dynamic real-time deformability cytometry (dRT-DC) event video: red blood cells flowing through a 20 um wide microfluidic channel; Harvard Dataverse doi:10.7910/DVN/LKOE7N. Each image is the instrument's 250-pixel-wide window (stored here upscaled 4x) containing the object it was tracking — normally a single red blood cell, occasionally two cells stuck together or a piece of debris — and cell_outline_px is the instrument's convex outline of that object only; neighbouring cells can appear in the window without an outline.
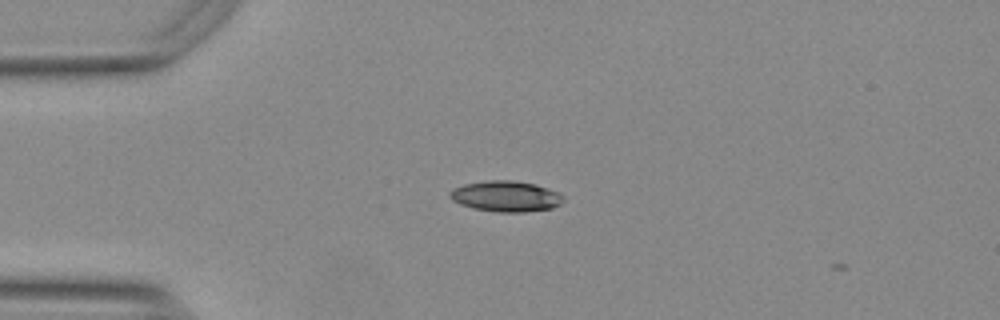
{"species": "Egyptian fruit bat (a non-hibernating species)", "species_latin": "Rousettus aegyptiacus", "temperature_condition": "warm", "stored_images_in_passage": 5, "camera_frame_rate_fps": 3000, "um_per_image_px": 0.085, "animal": {"sex": "female"}, "frame": {"image": 1, "passage_image": 2, "time_ms": 0.333, "image_size_px": [1000, 320], "cell_outline_px": [[564, 200], [560, 204], [552, 208], [524, 212], [500, 212], [472, 208], [460, 204], [452, 200], [448, 196], [448, 192], [452, 188], [464, 184], [488, 180], [512, 180], [536, 184], [556, 192], [564, 196]], "centroid_in_image_um": [42.96, 16.68], "position_along_channel_um": 42.0, "area_um2": 20.4}}